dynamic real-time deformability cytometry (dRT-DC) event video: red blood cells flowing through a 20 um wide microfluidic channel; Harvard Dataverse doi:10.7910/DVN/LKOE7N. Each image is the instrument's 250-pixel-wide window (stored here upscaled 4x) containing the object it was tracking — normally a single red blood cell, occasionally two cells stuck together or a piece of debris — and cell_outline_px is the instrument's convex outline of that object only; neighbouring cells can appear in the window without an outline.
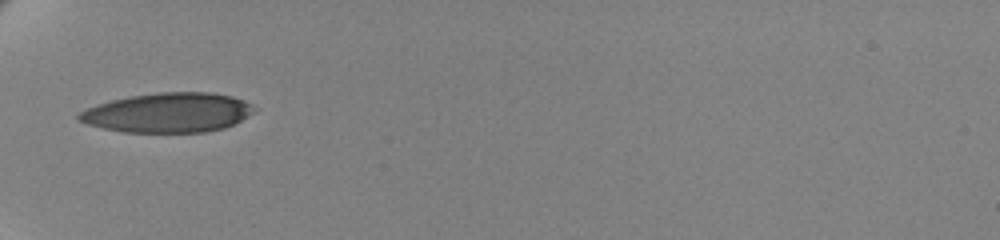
{"species": "human", "species_latin": "Homo sapiens", "temperature_condition": "cold", "stored_images_in_passage": 35, "camera_frame_rate_fps": 3000, "um_per_image_px": 0.085, "donor": {"sex": "female"}, "frame": {"image": 1, "passage_image": 1, "time_ms": 0.0, "image_size_px": [1000, 240], "cell_outline_px": [[252, 112], [240, 120], [224, 128], [204, 132], [124, 132], [104, 128], [88, 124], [76, 120], [76, 116], [80, 112], [96, 104], [112, 100], [132, 96], [160, 92], [212, 92], [232, 96], [244, 100], [252, 104]], "centroid_in_image_um": [14.25, 9.57], "position_along_channel_um": 70.7, "area_um2": 40.11}}
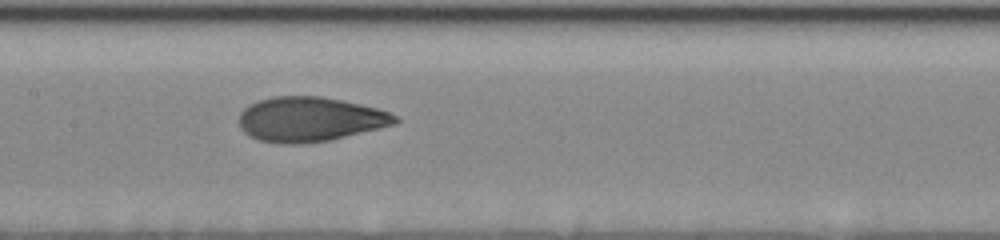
{"frame": {"image": 2, "passage_image": 11, "time_ms": 3.333, "image_size_px": [1000, 240], "cell_outline_px": [[400, 120], [396, 124], [328, 140], [300, 144], [280, 144], [260, 140], [248, 136], [240, 128], [240, 112], [248, 104], [272, 96], [320, 96], [360, 104], [376, 108], [388, 112], [396, 116]], "centroid_in_image_um": [26.3, 10.14], "position_along_channel_um": 181.1, "area_um2": 40.46}}
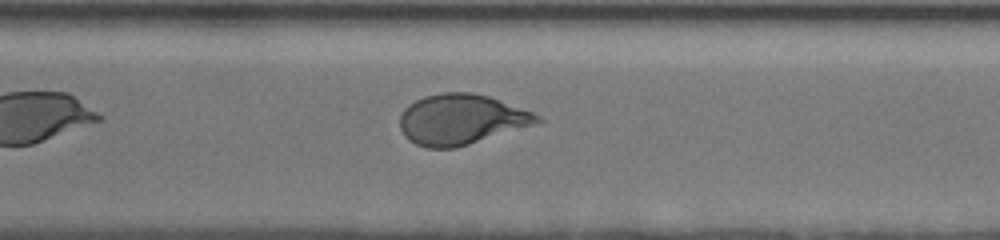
{"frame": {"image": 3, "passage_image": 24, "time_ms": 7.667, "image_size_px": [1000, 240], "cell_outline_px": [[544, 120], [536, 124], [456, 148], [428, 148], [416, 144], [408, 140], [404, 136], [400, 128], [400, 116], [404, 108], [408, 104], [424, 96], [440, 92], [472, 92], [488, 96], [532, 112], [540, 116]], "centroid_in_image_um": [39.17, 10.15], "position_along_channel_um": 331.4, "area_um2": 40.34}, "authors_computed_cell_mechanics": {"area_um2": 40.46, "velocity_mm_per_s": 3.4878, "shape_relaxation_time_tau1_ms": 5.6631, "shape_relaxation_time_tau2_ms": 1.1507, "deformation_change_tau1": 0.189, "deformation_change_tau2": 0.0703}}